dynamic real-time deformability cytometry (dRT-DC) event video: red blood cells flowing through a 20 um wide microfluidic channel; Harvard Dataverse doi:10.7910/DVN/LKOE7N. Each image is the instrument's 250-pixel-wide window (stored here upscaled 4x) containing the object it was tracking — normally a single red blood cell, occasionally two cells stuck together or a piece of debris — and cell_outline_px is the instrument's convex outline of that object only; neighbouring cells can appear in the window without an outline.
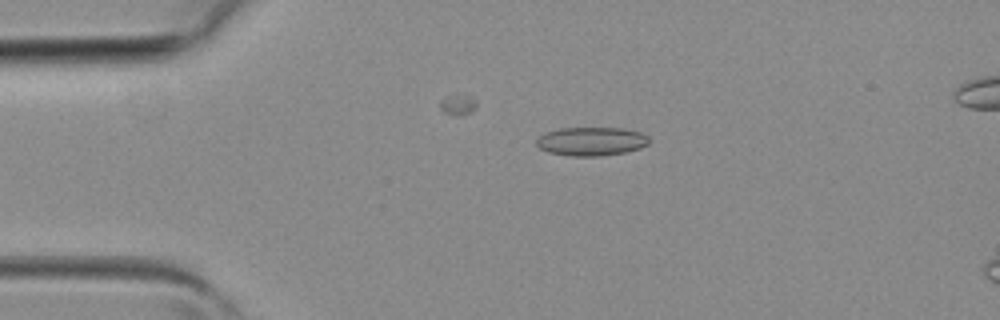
{"species": "common noctule bat (a hibernating species)", "species_latin": "Nyctalus noctula", "temperature_condition": "room temperature", "stored_images_in_passage": 4, "camera_frame_rate_fps": 3000, "um_per_image_px": 0.085, "animal": {"sex": "female", "body_mass_g": 19.3, "forearm_length_mm": 54.1}, "frame": {"image": 1, "passage_image": 2, "time_ms": 0.333, "image_size_px": [1000, 320], "cell_outline_px": [[648, 144], [640, 148], [624, 152], [600, 156], [572, 156], [548, 152], [540, 148], [536, 144], [536, 140], [544, 132], [560, 128], [624, 128], [640, 132], [648, 136]], "centroid_in_image_um": [50.25, 12.01], "position_along_channel_um": 34.8, "area_um2": 18.79}}